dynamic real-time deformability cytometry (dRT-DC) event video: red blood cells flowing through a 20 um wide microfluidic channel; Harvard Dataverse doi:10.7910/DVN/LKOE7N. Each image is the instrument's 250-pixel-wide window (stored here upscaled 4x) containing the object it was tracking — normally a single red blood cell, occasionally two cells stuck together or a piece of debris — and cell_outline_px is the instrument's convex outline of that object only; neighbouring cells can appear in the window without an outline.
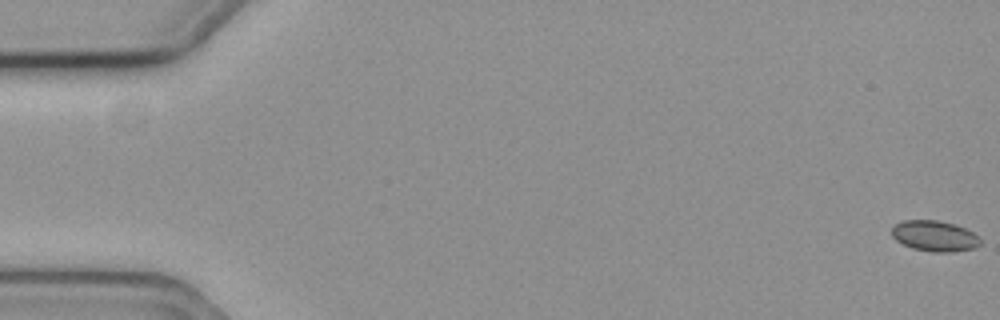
{"species": "common noctule bat (a hibernating species)", "species_latin": "Nyctalus noctula", "temperature_condition": "cold", "stored_images_in_passage": 60, "camera_frame_rate_fps": 3000, "um_per_image_px": 0.085, "animal": {"sex": "female", "body_mass_g": 19.3, "forearm_length_mm": 54.1}, "frame": {"image": 1, "passage_image": 1, "time_ms": 0.0, "image_size_px": [1000, 320], "cell_outline_px": [[980, 244], [976, 248], [952, 252], [932, 252], [912, 248], [896, 240], [892, 236], [892, 228], [896, 224], [904, 220], [936, 220], [952, 224], [964, 228], [972, 232], [980, 240]], "centroid_in_image_um": [79.43, 20.07], "position_along_channel_um": 5.6, "area_um2": 15.66}}
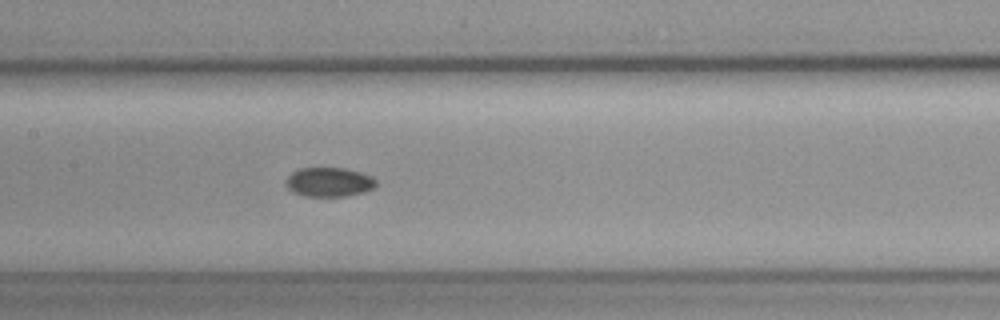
{"frame": {"image": 2, "passage_image": 30, "time_ms": 9.667, "image_size_px": [1000, 320], "cell_outline_px": [[376, 184], [372, 188], [364, 192], [344, 196], [304, 196], [292, 192], [288, 188], [288, 176], [292, 172], [300, 168], [344, 168], [360, 172], [372, 176], [376, 180]], "centroid_in_image_um": [27.98, 15.47], "position_along_channel_um": 179.4, "area_um2": 15.2}}
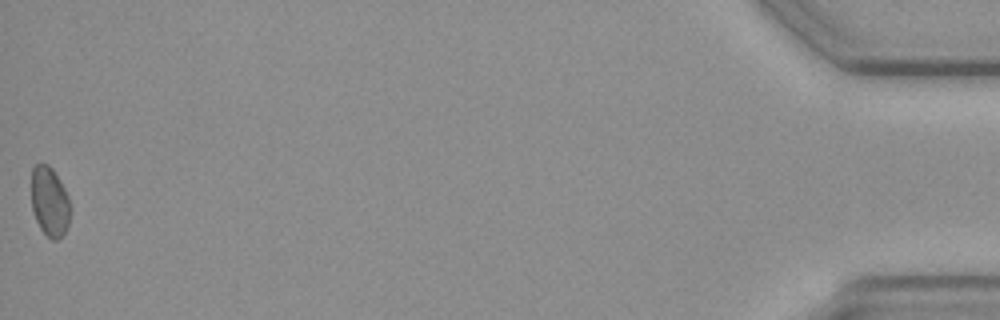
{"frame": {"image": 3, "passage_image": 60, "time_ms": 19.667, "image_size_px": [1000, 320], "cell_outline_px": [[68, 224], [64, 232], [56, 240], [52, 240], [40, 228], [32, 212], [32, 168], [36, 164], [48, 164], [52, 168], [60, 180], [68, 196]], "centroid_in_image_um": [4.19, 17.11], "position_along_channel_um": 431.0, "area_um2": 15.43}}